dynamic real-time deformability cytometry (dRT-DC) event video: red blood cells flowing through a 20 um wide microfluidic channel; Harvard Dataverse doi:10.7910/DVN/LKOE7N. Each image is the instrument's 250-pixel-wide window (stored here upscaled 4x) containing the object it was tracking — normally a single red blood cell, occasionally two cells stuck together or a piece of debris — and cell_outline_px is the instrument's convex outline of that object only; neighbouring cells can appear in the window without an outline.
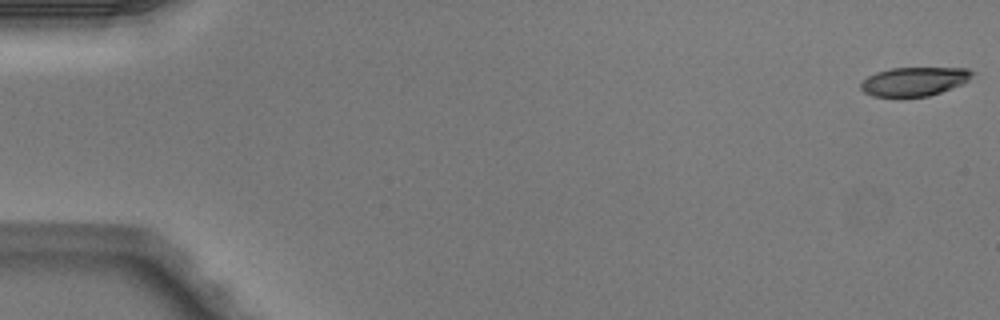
{"species": "Egyptian fruit bat (a non-hibernating species)", "species_latin": "Rousettus aegyptiacus", "temperature_condition": "warm", "stored_images_in_passage": 4, "camera_frame_rate_fps": 3000, "um_per_image_px": 0.085, "animal": {"sex": "male"}, "frame": {"image": 1, "passage_image": 1, "time_ms": 0.0, "image_size_px": [1000, 320], "cell_outline_px": [[976, 72], [964, 84], [928, 96], [900, 100], [872, 96], [864, 92], [860, 88], [860, 84], [868, 76], [876, 72], [892, 68], [968, 68]], "centroid_in_image_um": [77.69, 6.97], "position_along_channel_um": 7.3, "area_um2": 19.48}}